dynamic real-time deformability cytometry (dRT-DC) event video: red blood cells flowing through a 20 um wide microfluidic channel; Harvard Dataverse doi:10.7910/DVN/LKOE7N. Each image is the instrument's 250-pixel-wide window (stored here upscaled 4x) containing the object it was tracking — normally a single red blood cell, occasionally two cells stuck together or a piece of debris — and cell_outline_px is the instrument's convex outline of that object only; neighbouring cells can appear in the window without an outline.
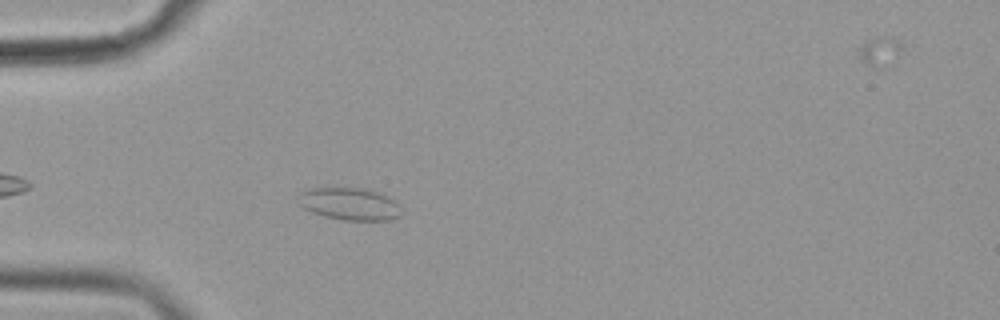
{"species": "common noctule bat (a hibernating species)", "species_latin": "Nyctalus noctula", "temperature_condition": "cold", "stored_images_in_passage": 41, "camera_frame_rate_fps": 3000, "um_per_image_px": 0.085, "animal": {"sex": "female", "body_mass_g": 19.9}, "frame": {"image": 1, "passage_image": 7, "time_ms": 2.0, "image_size_px": [1000, 320], "cell_outline_px": [[400, 216], [388, 220], [344, 220], [324, 216], [312, 212], [304, 208], [296, 200], [300, 192], [312, 188], [368, 188], [380, 192], [396, 200], [400, 208]], "centroid_in_image_um": [29.73, 17.32], "position_along_channel_um": 55.3, "area_um2": 19.59}}
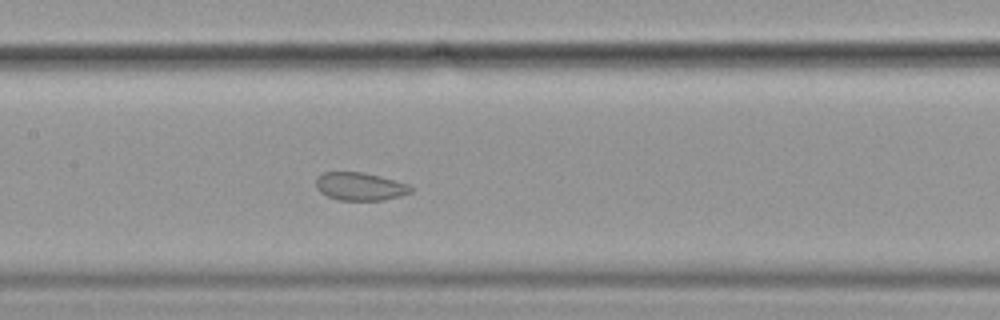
{"frame": {"image": 2, "passage_image": 18, "time_ms": 5.667, "image_size_px": [1000, 320], "cell_outline_px": [[412, 192], [400, 196], [384, 200], [340, 200], [328, 196], [320, 192], [316, 188], [316, 176], [324, 172], [360, 172], [380, 176], [408, 184], [412, 188]], "centroid_in_image_um": [30.58, 15.85], "position_along_channel_um": 176.8, "area_um2": 15.43}}
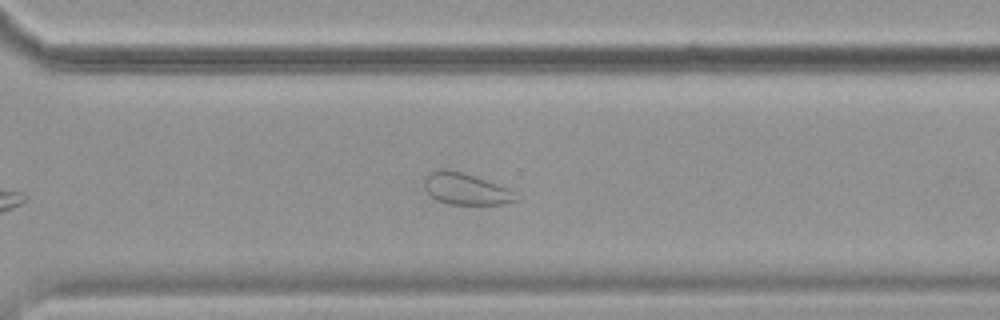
{"frame": {"image": 3, "passage_image": 31, "time_ms": 10.0, "image_size_px": [1000, 320], "cell_outline_px": [[516, 200], [504, 204], [448, 204], [436, 200], [424, 188], [424, 176], [428, 172], [444, 168], [460, 172], [508, 188]], "centroid_in_image_um": [39.48, 16.05], "position_along_channel_um": 331.1, "area_um2": 16.42}, "authors_computed_cell_mechanics": {"area_um2": 17.1088, "velocity_mm_per_s": 3.5747, "shape_relaxation_time_tau1_ms": null, "shape_relaxation_time_tau2_ms": 1.7375, "deformation_change_tau1": null, "deformation_change_tau2": 0.0562}}